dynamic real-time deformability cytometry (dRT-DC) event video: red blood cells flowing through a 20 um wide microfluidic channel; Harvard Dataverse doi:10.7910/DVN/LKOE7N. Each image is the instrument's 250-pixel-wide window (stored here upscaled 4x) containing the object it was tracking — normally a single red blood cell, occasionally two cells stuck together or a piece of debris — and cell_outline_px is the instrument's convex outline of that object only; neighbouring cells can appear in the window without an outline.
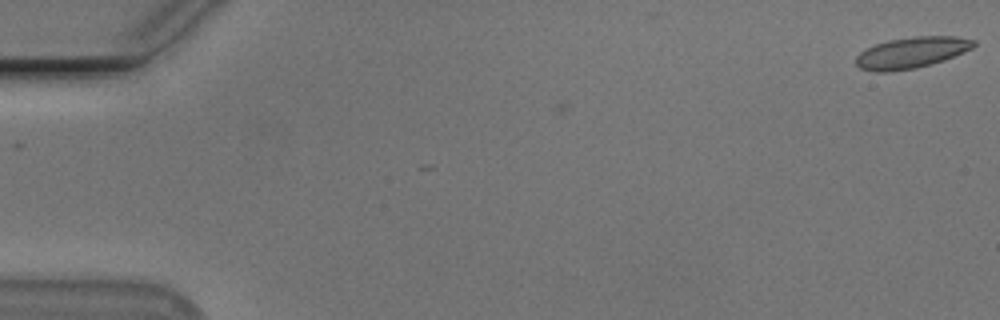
{"species": "Egyptian fruit bat (a non-hibernating species)", "species_latin": "Rousettus aegyptiacus", "temperature_condition": "cold", "stored_images_in_passage": 3, "camera_frame_rate_fps": 3000, "um_per_image_px": 0.085, "animal": {"sex": "male"}, "frame": {"image": 1, "passage_image": 1, "time_ms": 0.0, "image_size_px": [1000, 320], "cell_outline_px": [[976, 44], [972, 48], [964, 52], [944, 60], [932, 64], [916, 68], [888, 72], [876, 72], [860, 68], [856, 64], [856, 56], [860, 52], [876, 44], [888, 40], [912, 36], [956, 36], [976, 40]], "centroid_in_image_um": [77.49, 4.47], "position_along_channel_um": 7.5, "area_um2": 21.44}}